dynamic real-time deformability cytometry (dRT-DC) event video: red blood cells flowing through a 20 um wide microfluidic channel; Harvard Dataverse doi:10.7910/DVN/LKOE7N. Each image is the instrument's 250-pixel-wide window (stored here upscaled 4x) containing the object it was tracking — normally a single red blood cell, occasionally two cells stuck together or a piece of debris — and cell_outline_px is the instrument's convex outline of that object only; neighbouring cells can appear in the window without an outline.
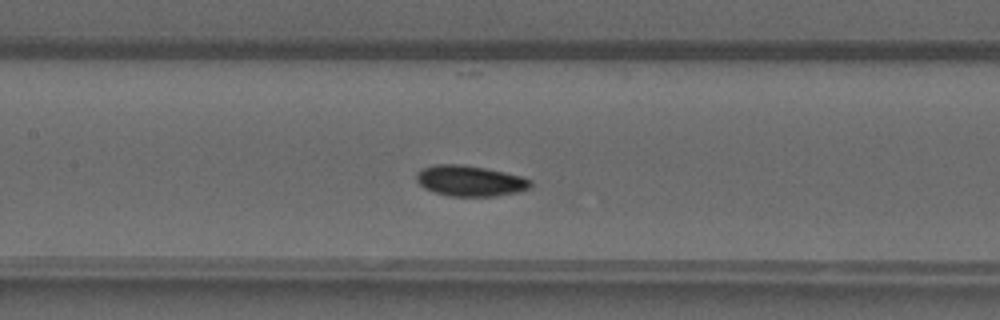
{"species": "common noctule bat (a hibernating species)", "species_latin": "Nyctalus noctula", "temperature_condition": "warm", "stored_images_in_passage": 45, "camera_frame_rate_fps": 3000, "um_per_image_px": 0.085, "animal": {"sex": "male", "forearm_length_mm": 52.5}, "frame": {"image": 1, "passage_image": 18, "time_ms": 5.667, "image_size_px": [1000, 320], "cell_outline_px": [[532, 184], [528, 188], [520, 192], [496, 196], [448, 196], [424, 188], [416, 180], [416, 172], [424, 168], [436, 164], [464, 164], [504, 172], [520, 176], [532, 180]], "centroid_in_image_um": [39.95, 15.37], "position_along_channel_um": 167.4, "area_um2": 20.4}}
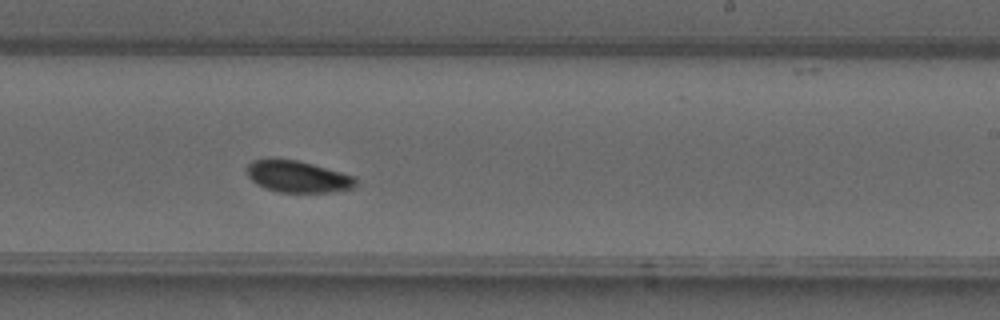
{"frame": {"image": 2, "passage_image": 25, "time_ms": 8.0, "image_size_px": [1000, 320], "cell_outline_px": [[356, 184], [352, 188], [332, 192], [276, 192], [256, 184], [248, 176], [244, 168], [252, 160], [268, 156], [276, 156], [296, 160], [312, 164], [356, 176]], "centroid_in_image_um": [25.22, 14.97], "position_along_channel_um": 263.8, "area_um2": 20.69}}
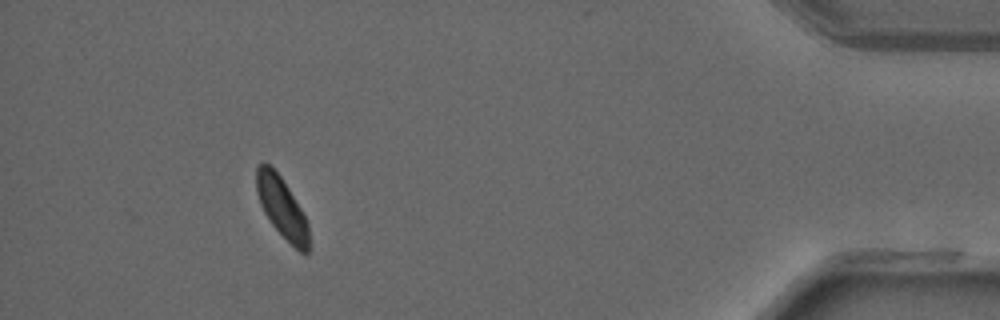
{"frame": {"image": 3, "passage_image": 40, "time_ms": 13.0, "image_size_px": [1000, 320], "cell_outline_px": [[308, 252], [300, 252], [272, 224], [264, 212], [260, 204], [256, 192], [256, 168], [264, 160], [280, 176], [288, 188], [300, 208], [308, 224]], "centroid_in_image_um": [23.92, 17.59], "position_along_channel_um": 411.3, "area_um2": 17.98}, "authors_computed_cell_mechanics": {"area_um2": 19.7098, "velocity_mm_per_s": 4.1433, "shape_relaxation_time_tau1_ms": 3.6237, "shape_relaxation_time_tau2_ms": null, "deformation_change_tau1": 0.0883, "deformation_change_tau2": null}}